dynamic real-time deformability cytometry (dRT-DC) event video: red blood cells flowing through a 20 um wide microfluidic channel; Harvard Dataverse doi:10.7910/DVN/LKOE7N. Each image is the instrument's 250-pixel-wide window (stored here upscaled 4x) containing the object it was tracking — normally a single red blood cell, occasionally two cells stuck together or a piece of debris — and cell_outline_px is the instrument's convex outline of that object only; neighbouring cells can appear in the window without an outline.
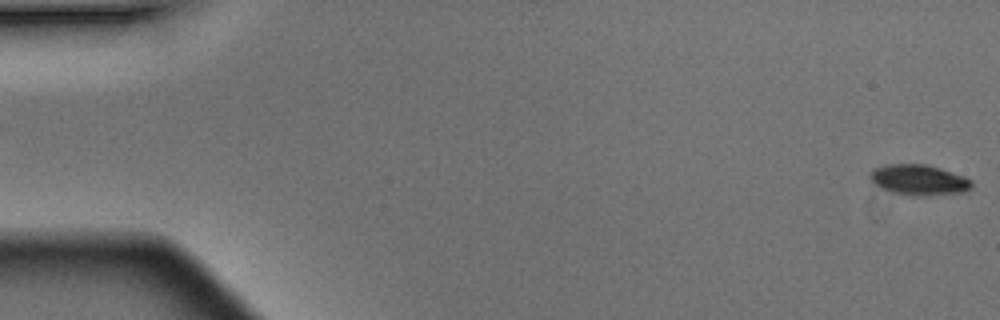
{"species": "Egyptian fruit bat (a non-hibernating species)", "species_latin": "Rousettus aegyptiacus", "temperature_condition": "warm", "stored_images_in_passage": 3, "camera_frame_rate_fps": 3000, "um_per_image_px": 0.085, "animal": {"sex": "male"}, "frame": {"image": 1, "passage_image": 1, "time_ms": 0.0, "image_size_px": [1000, 320], "cell_outline_px": [[972, 184], [964, 192], [916, 196], [912, 196], [892, 192], [876, 184], [868, 176], [876, 168], [888, 164], [924, 164], [940, 168], [964, 176], [972, 180]], "centroid_in_image_um": [78.12, 15.29], "position_along_channel_um": 6.9, "area_um2": 17.69}}